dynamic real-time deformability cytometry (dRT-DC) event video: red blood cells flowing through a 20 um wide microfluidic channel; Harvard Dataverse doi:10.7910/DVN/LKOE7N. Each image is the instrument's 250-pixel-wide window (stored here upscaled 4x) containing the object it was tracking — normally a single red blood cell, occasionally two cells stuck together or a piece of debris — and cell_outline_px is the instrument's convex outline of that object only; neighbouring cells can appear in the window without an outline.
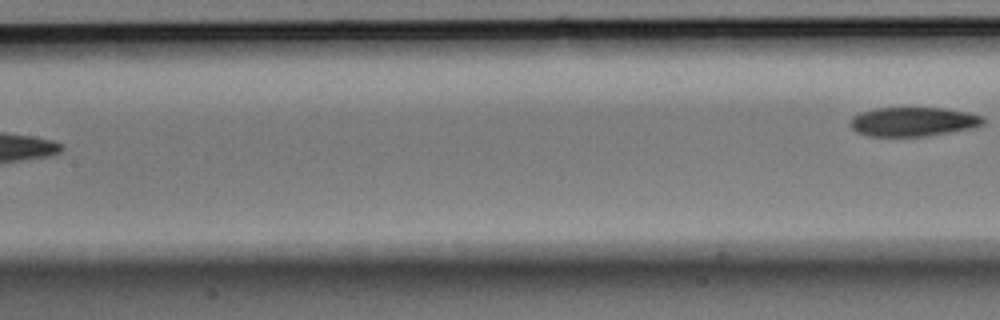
{"species": "Egyptian fruit bat (a non-hibernating species)", "species_latin": "Rousettus aegyptiacus", "temperature_condition": "room temperature", "stored_images_in_passage": 8, "segment_of_instrument_passage": [2, 2], "camera_frame_rate_fps": 3000, "um_per_image_px": 0.085, "animal": {"sex": "male"}, "frame": {"image": 1, "passage_image": 8, "time_ms": 2.333, "image_size_px": [1000, 320], "cell_outline_px": [[984, 124], [972, 128], [928, 136], [868, 136], [856, 132], [848, 124], [852, 116], [860, 112], [876, 108], [944, 108], [968, 112], [984, 116]], "centroid_in_image_um": [77.6, 10.34], "position_along_channel_um": 129.8, "area_um2": 22.77}}